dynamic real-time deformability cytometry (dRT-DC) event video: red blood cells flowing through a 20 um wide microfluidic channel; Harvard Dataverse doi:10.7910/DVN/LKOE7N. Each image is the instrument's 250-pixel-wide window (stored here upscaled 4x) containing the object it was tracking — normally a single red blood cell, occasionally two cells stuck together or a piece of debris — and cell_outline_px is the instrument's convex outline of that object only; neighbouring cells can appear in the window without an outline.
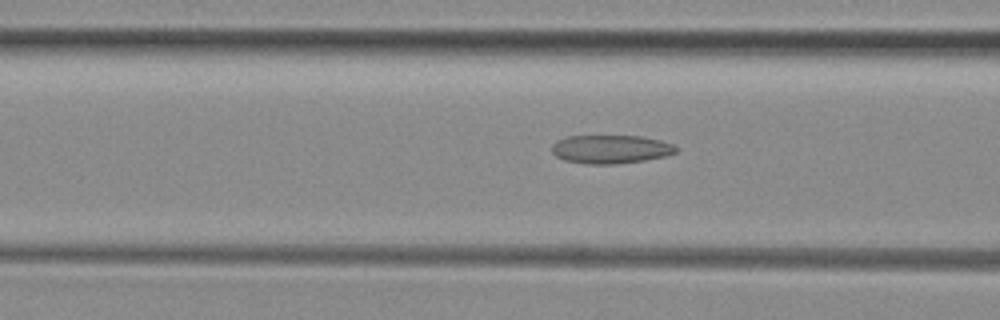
{"species": "common noctule bat (a hibernating species)", "species_latin": "Nyctalus noctula", "temperature_condition": "room temperature", "stored_images_in_passage": 52, "camera_frame_rate_fps": 3000, "um_per_image_px": 0.085, "animal": {"sex": "female", "body_mass_g": 29.2, "forearm_length_mm": 56.3}, "frame": {"image": 1, "passage_image": 20, "time_ms": 6.333, "image_size_px": [1000, 320], "cell_outline_px": [[676, 152], [664, 156], [644, 160], [616, 164], [588, 164], [564, 160], [556, 156], [552, 152], [552, 144], [556, 140], [568, 136], [640, 136], [660, 140], [672, 144], [676, 148]], "centroid_in_image_um": [51.87, 12.68], "position_along_channel_um": 114.7, "area_um2": 20.52}}
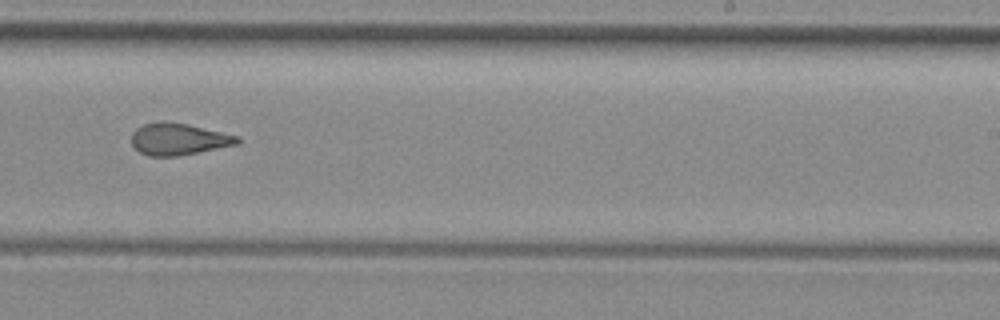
{"frame": {"image": 2, "passage_image": 32, "time_ms": 10.333, "image_size_px": [1000, 320], "cell_outline_px": [[240, 144], [176, 156], [148, 156], [140, 152], [132, 144], [132, 132], [136, 128], [144, 124], [160, 120], [164, 120], [188, 124], [240, 136]], "centroid_in_image_um": [15.19, 11.81], "position_along_channel_um": 273.8, "area_um2": 19.77}}
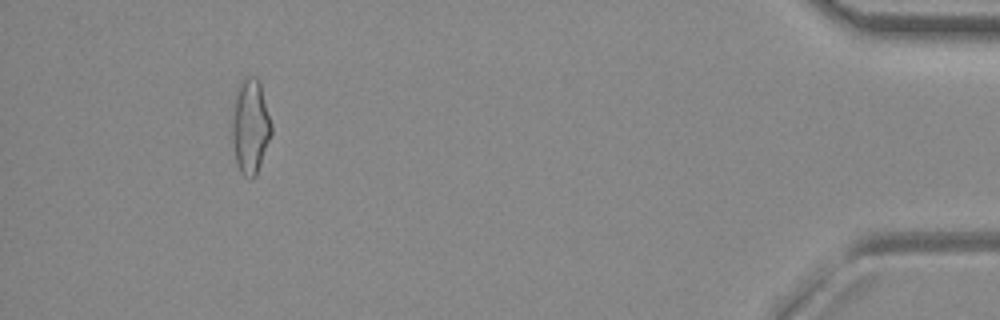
{"frame": {"image": 3, "passage_image": 48, "time_ms": 15.667, "image_size_px": [1000, 320], "cell_outline_px": [[272, 132], [256, 176], [252, 180], [244, 176], [240, 172], [236, 164], [232, 140], [232, 104], [236, 88], [240, 80], [248, 76], [256, 76], [260, 80], [272, 124]], "centroid_in_image_um": [21.26, 10.7], "position_along_channel_um": 413.9, "area_um2": 22.31}, "authors_computed_cell_mechanics": {"area_um2": 20.8947, "velocity_mm_per_s": 3.9832, "shape_relaxation_time_tau1_ms": null, "shape_relaxation_time_tau2_ms": 1.5137, "deformation_change_tau1": null, "deformation_change_tau2": 0.0848}}